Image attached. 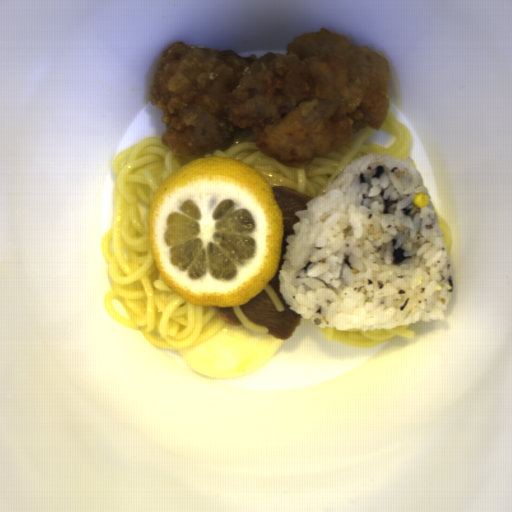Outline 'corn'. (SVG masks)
Wrapping results in <instances>:
<instances>
[{"instance_id":"corn-1","label":"corn","mask_w":512,"mask_h":512,"mask_svg":"<svg viewBox=\"0 0 512 512\" xmlns=\"http://www.w3.org/2000/svg\"><path fill=\"white\" fill-rule=\"evenodd\" d=\"M413 202L414 205L417 206L418 208L428 207L431 202L430 195L428 192L423 191L417 193L413 198Z\"/></svg>"}]
</instances>
